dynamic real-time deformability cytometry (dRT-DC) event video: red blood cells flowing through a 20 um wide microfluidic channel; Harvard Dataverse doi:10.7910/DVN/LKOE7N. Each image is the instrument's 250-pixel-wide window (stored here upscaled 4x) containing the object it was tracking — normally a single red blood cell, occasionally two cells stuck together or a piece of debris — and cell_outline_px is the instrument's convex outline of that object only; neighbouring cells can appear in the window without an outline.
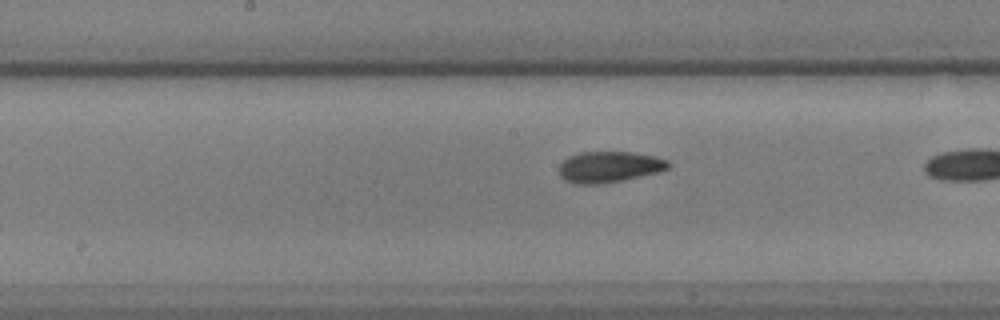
{"species": "common noctule bat (a hibernating species)", "species_latin": "Nyctalus noctula", "temperature_condition": "warm", "stored_images_in_passage": 33, "camera_frame_rate_fps": 3000, "um_per_image_px": 0.085, "animal": {"sex": "male", "body_mass_g": 17.9, "forearm_length_mm": 54.2}, "frame": {"image": 1, "passage_image": 25, "time_ms": 8.0, "image_size_px": [1000, 320], "cell_outline_px": [[672, 164], [668, 168], [660, 172], [620, 180], [596, 184], [576, 184], [564, 180], [560, 176], [560, 164], [568, 156], [580, 152], [632, 152], [656, 156], [668, 160]], "centroid_in_image_um": [51.8, 14.17], "position_along_channel_um": 196.4, "area_um2": 19.77}}